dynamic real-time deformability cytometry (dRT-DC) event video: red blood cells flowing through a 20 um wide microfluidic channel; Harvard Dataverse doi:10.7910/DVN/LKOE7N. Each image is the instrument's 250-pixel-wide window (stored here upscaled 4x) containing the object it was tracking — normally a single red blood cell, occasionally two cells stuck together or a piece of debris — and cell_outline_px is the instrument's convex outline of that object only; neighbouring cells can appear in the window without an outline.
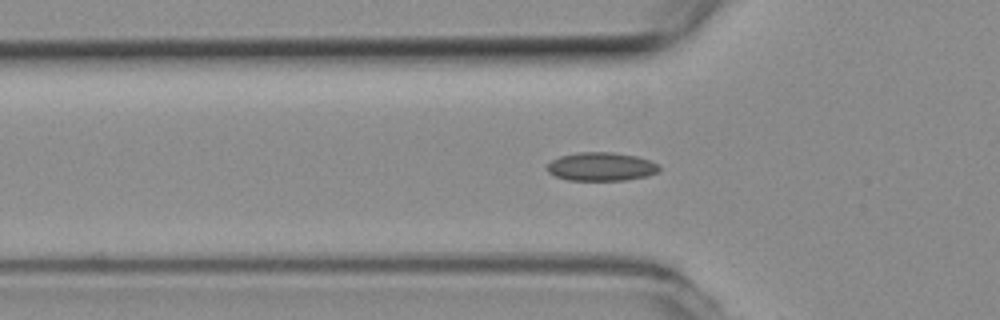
{"species": "common noctule bat (a hibernating species)", "species_latin": "Nyctalus noctula", "temperature_condition": "room temperature", "stored_images_in_passage": 11, "camera_frame_rate_fps": 3000, "um_per_image_px": 0.085, "animal": {"sex": "female", "body_mass_g": 19.3, "forearm_length_mm": 54.1}, "frame": {"image": 1, "passage_image": 10, "time_ms": 3.0, "image_size_px": [1000, 320], "cell_outline_px": [[660, 168], [656, 172], [648, 176], [624, 180], [568, 180], [556, 176], [548, 172], [548, 164], [552, 160], [560, 156], [580, 152], [612, 152], [636, 156], [660, 164]], "centroid_in_image_um": [51.12, 14.16], "position_along_channel_um": 74.7, "area_um2": 18.5}}